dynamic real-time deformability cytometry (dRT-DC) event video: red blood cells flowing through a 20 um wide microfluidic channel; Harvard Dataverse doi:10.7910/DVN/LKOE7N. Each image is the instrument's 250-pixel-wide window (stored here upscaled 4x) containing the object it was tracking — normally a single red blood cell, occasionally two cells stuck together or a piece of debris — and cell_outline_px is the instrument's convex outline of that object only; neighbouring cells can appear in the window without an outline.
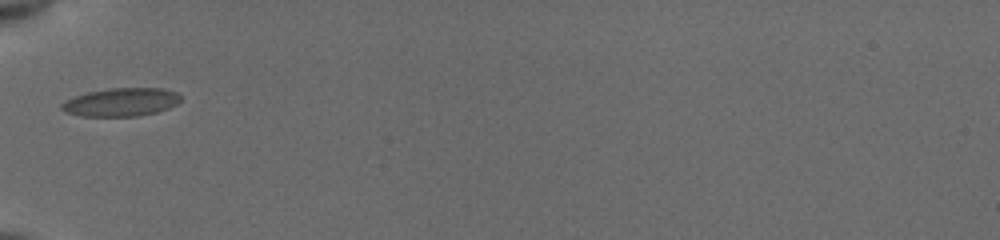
{"species": "common noctule bat (a hibernating species)", "species_latin": "Nyctalus noctula", "temperature_condition": "cold", "stored_images_in_passage": 34, "camera_frame_rate_fps": 3000, "um_per_image_px": 0.085, "animal": {"sex": "female", "body_mass_g": 19.5, "forearm_length_mm": 54.1}, "frame": {"image": 1, "passage_image": 1, "time_ms": 0.0, "image_size_px": [1000, 240], "cell_outline_px": [[180, 100], [176, 104], [168, 108], [156, 112], [136, 116], [80, 116], [64, 112], [60, 108], [60, 104], [76, 96], [88, 92], [112, 88], [164, 88], [176, 92], [180, 96]], "centroid_in_image_um": [10.29, 8.68], "position_along_channel_um": 74.7, "area_um2": 19.48}}
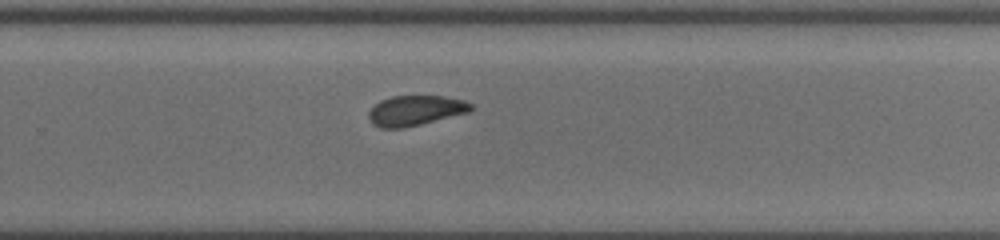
{"frame": {"image": 2, "passage_image": 18, "time_ms": 5.667, "image_size_px": [1000, 240], "cell_outline_px": [[472, 108], [468, 112], [420, 124], [400, 128], [380, 128], [372, 124], [368, 116], [368, 112], [380, 100], [392, 96], [444, 96], [464, 100], [472, 104]], "centroid_in_image_um": [35.28, 9.39], "position_along_channel_um": 294.5, "area_um2": 17.74}}
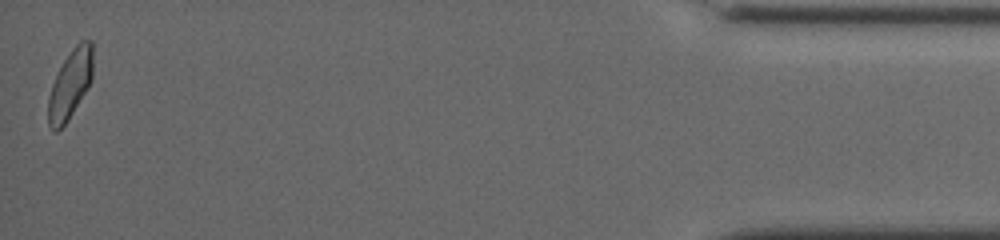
{"frame": {"image": 3, "passage_image": 34, "time_ms": 11.0, "image_size_px": [1000, 240], "cell_outline_px": [[92, 80], [68, 120], [56, 132], [52, 132], [48, 124], [48, 96], [52, 84], [64, 60], [72, 48], [80, 40], [92, 40]], "centroid_in_image_um": [5.96, 7.17], "position_along_channel_um": 429.2, "area_um2": 17.8}, "authors_computed_cell_mechanics": {"area_um2": 18.1781, "velocity_mm_per_s": 3.9094, "shape_relaxation_time_tau1_ms": 5.1431, "shape_relaxation_time_tau2_ms": 2.1961, "deformation_change_tau1": 0.0909, "deformation_change_tau2": 0.066}}